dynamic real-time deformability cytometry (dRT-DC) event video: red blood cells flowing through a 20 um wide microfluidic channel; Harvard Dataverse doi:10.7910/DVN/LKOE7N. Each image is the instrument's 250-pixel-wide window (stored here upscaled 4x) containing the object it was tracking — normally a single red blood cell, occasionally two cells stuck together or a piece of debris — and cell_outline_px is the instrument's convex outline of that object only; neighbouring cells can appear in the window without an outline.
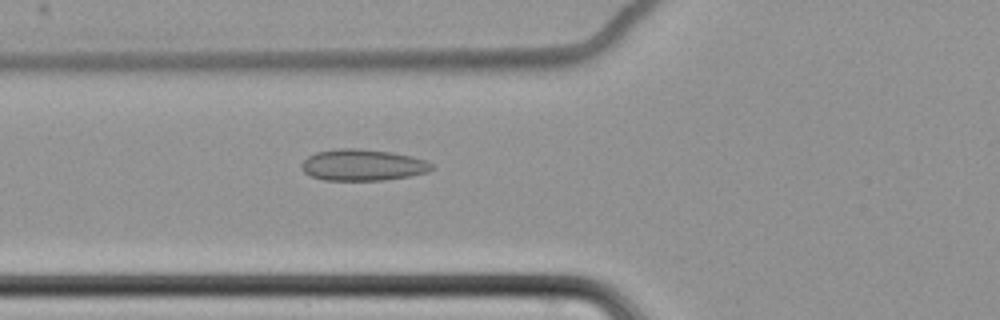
{"species": "common noctule bat (a hibernating species)", "species_latin": "Nyctalus noctula", "temperature_condition": "cold", "stored_images_in_passage": 62, "camera_frame_rate_fps": 3000, "um_per_image_px": 0.085, "animal": {"sex": "female", "body_mass_g": 22.7, "forearm_length_mm": 54.2}, "frame": {"image": 1, "passage_image": 25, "time_ms": 8.0, "image_size_px": [1000, 320], "cell_outline_px": [[432, 168], [428, 172], [408, 176], [384, 180], [324, 180], [312, 176], [304, 172], [300, 168], [300, 164], [308, 156], [316, 152], [340, 148], [360, 148], [392, 152], [412, 156], [424, 160], [432, 164]], "centroid_in_image_um": [30.8, 14.02], "position_along_channel_um": 95.0, "area_um2": 23.81}}
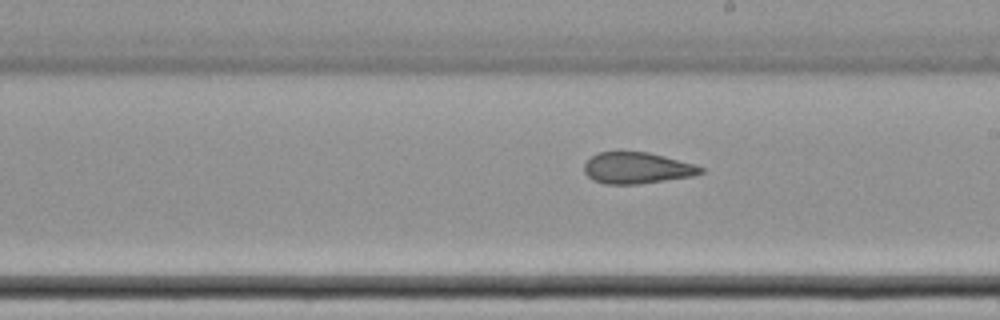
{"frame": {"image": 2, "passage_image": 37, "time_ms": 12.0, "image_size_px": [1000, 320], "cell_outline_px": [[704, 172], [692, 176], [636, 184], [604, 184], [592, 180], [584, 172], [584, 164], [592, 156], [600, 152], [648, 152], [696, 164], [704, 168]], "centroid_in_image_um": [54.14, 14.28], "position_along_channel_um": 234.9, "area_um2": 21.15}}
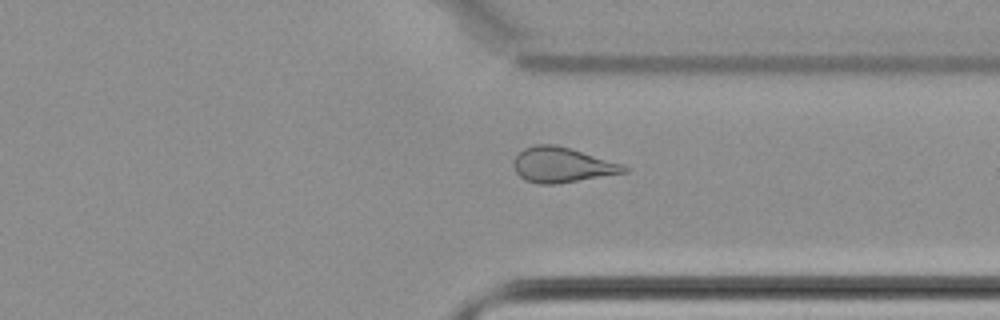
{"frame": {"image": 3, "passage_image": 48, "time_ms": 15.667, "image_size_px": [1000, 320], "cell_outline_px": [[632, 168], [628, 172], [556, 184], [536, 184], [524, 180], [516, 172], [516, 156], [524, 148], [536, 144], [556, 144], [572, 148], [624, 164]], "centroid_in_image_um": [47.85, 14.01], "position_along_channel_um": 363.5, "area_um2": 22.72}, "authors_computed_cell_mechanics": {"area_um2": 24.8251, "velocity_mm_per_s": 3.4909, "shape_relaxation_time_tau1_ms": null, "shape_relaxation_time_tau2_ms": 2.7831, "deformation_change_tau1": null, "deformation_change_tau2": 0.0814}}